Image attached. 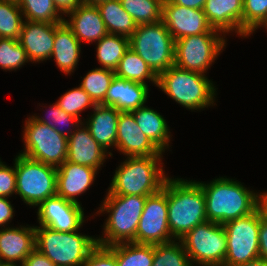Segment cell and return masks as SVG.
Segmentation results:
<instances>
[{"mask_svg": "<svg viewBox=\"0 0 267 266\" xmlns=\"http://www.w3.org/2000/svg\"><path fill=\"white\" fill-rule=\"evenodd\" d=\"M168 226L175 240L208 221L205 196L196 181L167 178Z\"/></svg>", "mask_w": 267, "mask_h": 266, "instance_id": "6da1fadb", "label": "cell"}, {"mask_svg": "<svg viewBox=\"0 0 267 266\" xmlns=\"http://www.w3.org/2000/svg\"><path fill=\"white\" fill-rule=\"evenodd\" d=\"M198 183L204 192L208 221L224 225L257 209V194L241 182L220 177L208 184Z\"/></svg>", "mask_w": 267, "mask_h": 266, "instance_id": "7a4b0ae2", "label": "cell"}, {"mask_svg": "<svg viewBox=\"0 0 267 266\" xmlns=\"http://www.w3.org/2000/svg\"><path fill=\"white\" fill-rule=\"evenodd\" d=\"M161 158L162 155L127 157L115 171L107 193L150 196L159 192L168 178Z\"/></svg>", "mask_w": 267, "mask_h": 266, "instance_id": "3957f363", "label": "cell"}, {"mask_svg": "<svg viewBox=\"0 0 267 266\" xmlns=\"http://www.w3.org/2000/svg\"><path fill=\"white\" fill-rule=\"evenodd\" d=\"M98 213L109 214L104 225V238L97 244L110 246L124 242L136 243V232L147 196L114 195L108 193Z\"/></svg>", "mask_w": 267, "mask_h": 266, "instance_id": "277c9868", "label": "cell"}, {"mask_svg": "<svg viewBox=\"0 0 267 266\" xmlns=\"http://www.w3.org/2000/svg\"><path fill=\"white\" fill-rule=\"evenodd\" d=\"M157 87L190 110L213 106L216 88L205 74L183 70L175 65L158 75Z\"/></svg>", "mask_w": 267, "mask_h": 266, "instance_id": "5b68a950", "label": "cell"}, {"mask_svg": "<svg viewBox=\"0 0 267 266\" xmlns=\"http://www.w3.org/2000/svg\"><path fill=\"white\" fill-rule=\"evenodd\" d=\"M77 232L65 233L35 226V248L56 266H82L97 245V238Z\"/></svg>", "mask_w": 267, "mask_h": 266, "instance_id": "8992f818", "label": "cell"}, {"mask_svg": "<svg viewBox=\"0 0 267 266\" xmlns=\"http://www.w3.org/2000/svg\"><path fill=\"white\" fill-rule=\"evenodd\" d=\"M129 47L157 76L174 66L175 40L162 21L137 25Z\"/></svg>", "mask_w": 267, "mask_h": 266, "instance_id": "52a82bcc", "label": "cell"}, {"mask_svg": "<svg viewBox=\"0 0 267 266\" xmlns=\"http://www.w3.org/2000/svg\"><path fill=\"white\" fill-rule=\"evenodd\" d=\"M16 194L30 206L57 194V167L19 154L15 158Z\"/></svg>", "mask_w": 267, "mask_h": 266, "instance_id": "ba28073f", "label": "cell"}, {"mask_svg": "<svg viewBox=\"0 0 267 266\" xmlns=\"http://www.w3.org/2000/svg\"><path fill=\"white\" fill-rule=\"evenodd\" d=\"M190 260L198 266H224L227 238L224 226L205 221L179 239Z\"/></svg>", "mask_w": 267, "mask_h": 266, "instance_id": "9c48e42d", "label": "cell"}, {"mask_svg": "<svg viewBox=\"0 0 267 266\" xmlns=\"http://www.w3.org/2000/svg\"><path fill=\"white\" fill-rule=\"evenodd\" d=\"M23 132L25 150L19 154L55 167L67 160L68 138L57 133L53 127L29 117Z\"/></svg>", "mask_w": 267, "mask_h": 266, "instance_id": "30bf717a", "label": "cell"}, {"mask_svg": "<svg viewBox=\"0 0 267 266\" xmlns=\"http://www.w3.org/2000/svg\"><path fill=\"white\" fill-rule=\"evenodd\" d=\"M223 226L227 238L224 266H238L260 258V212L258 209L247 216L229 221Z\"/></svg>", "mask_w": 267, "mask_h": 266, "instance_id": "8fae6325", "label": "cell"}, {"mask_svg": "<svg viewBox=\"0 0 267 266\" xmlns=\"http://www.w3.org/2000/svg\"><path fill=\"white\" fill-rule=\"evenodd\" d=\"M220 33L190 35L175 40L174 65L183 70L206 73L226 44Z\"/></svg>", "mask_w": 267, "mask_h": 266, "instance_id": "7c38bea8", "label": "cell"}, {"mask_svg": "<svg viewBox=\"0 0 267 266\" xmlns=\"http://www.w3.org/2000/svg\"><path fill=\"white\" fill-rule=\"evenodd\" d=\"M173 241L168 226L167 179L162 189L147 196L136 232V243L157 245Z\"/></svg>", "mask_w": 267, "mask_h": 266, "instance_id": "4fadbf2b", "label": "cell"}, {"mask_svg": "<svg viewBox=\"0 0 267 266\" xmlns=\"http://www.w3.org/2000/svg\"><path fill=\"white\" fill-rule=\"evenodd\" d=\"M161 21L174 40L203 33H218L209 24L203 9H193L170 2L162 3Z\"/></svg>", "mask_w": 267, "mask_h": 266, "instance_id": "5bb4252c", "label": "cell"}, {"mask_svg": "<svg viewBox=\"0 0 267 266\" xmlns=\"http://www.w3.org/2000/svg\"><path fill=\"white\" fill-rule=\"evenodd\" d=\"M38 206L40 226L66 233L78 230L85 221L81 204L65 200L57 194Z\"/></svg>", "mask_w": 267, "mask_h": 266, "instance_id": "9a60e30c", "label": "cell"}, {"mask_svg": "<svg viewBox=\"0 0 267 266\" xmlns=\"http://www.w3.org/2000/svg\"><path fill=\"white\" fill-rule=\"evenodd\" d=\"M60 23L25 20L18 38L29 62L50 58L54 46L55 29Z\"/></svg>", "mask_w": 267, "mask_h": 266, "instance_id": "2e32d148", "label": "cell"}, {"mask_svg": "<svg viewBox=\"0 0 267 266\" xmlns=\"http://www.w3.org/2000/svg\"><path fill=\"white\" fill-rule=\"evenodd\" d=\"M116 137V149L127 157L162 155L141 131L131 112H120Z\"/></svg>", "mask_w": 267, "mask_h": 266, "instance_id": "e0dca14e", "label": "cell"}, {"mask_svg": "<svg viewBox=\"0 0 267 266\" xmlns=\"http://www.w3.org/2000/svg\"><path fill=\"white\" fill-rule=\"evenodd\" d=\"M83 125V127H82ZM107 153L91 136L89 129L81 123L68 138L67 162L88 166L99 170L103 165Z\"/></svg>", "mask_w": 267, "mask_h": 266, "instance_id": "ac0fdd59", "label": "cell"}, {"mask_svg": "<svg viewBox=\"0 0 267 266\" xmlns=\"http://www.w3.org/2000/svg\"><path fill=\"white\" fill-rule=\"evenodd\" d=\"M97 169L65 161L57 167V195L80 204L77 195L85 193L92 185Z\"/></svg>", "mask_w": 267, "mask_h": 266, "instance_id": "d6986e66", "label": "cell"}, {"mask_svg": "<svg viewBox=\"0 0 267 266\" xmlns=\"http://www.w3.org/2000/svg\"><path fill=\"white\" fill-rule=\"evenodd\" d=\"M148 85L114 76L102 105L112 106L120 112H132L148 99Z\"/></svg>", "mask_w": 267, "mask_h": 266, "instance_id": "ffe728a7", "label": "cell"}, {"mask_svg": "<svg viewBox=\"0 0 267 266\" xmlns=\"http://www.w3.org/2000/svg\"><path fill=\"white\" fill-rule=\"evenodd\" d=\"M35 247V226H4L0 230V259L3 263H24Z\"/></svg>", "mask_w": 267, "mask_h": 266, "instance_id": "44dd1931", "label": "cell"}, {"mask_svg": "<svg viewBox=\"0 0 267 266\" xmlns=\"http://www.w3.org/2000/svg\"><path fill=\"white\" fill-rule=\"evenodd\" d=\"M203 11L213 29L243 37V0H206Z\"/></svg>", "mask_w": 267, "mask_h": 266, "instance_id": "7402d4cb", "label": "cell"}, {"mask_svg": "<svg viewBox=\"0 0 267 266\" xmlns=\"http://www.w3.org/2000/svg\"><path fill=\"white\" fill-rule=\"evenodd\" d=\"M70 15V16H68ZM69 20L64 22L71 28L79 42H98L108 34L105 23L97 6L81 3L67 14Z\"/></svg>", "mask_w": 267, "mask_h": 266, "instance_id": "603a6c76", "label": "cell"}, {"mask_svg": "<svg viewBox=\"0 0 267 266\" xmlns=\"http://www.w3.org/2000/svg\"><path fill=\"white\" fill-rule=\"evenodd\" d=\"M94 113L84 125L89 129L91 136L107 151L116 147L118 119L120 111L112 106L96 104Z\"/></svg>", "mask_w": 267, "mask_h": 266, "instance_id": "cb8c5ba5", "label": "cell"}, {"mask_svg": "<svg viewBox=\"0 0 267 266\" xmlns=\"http://www.w3.org/2000/svg\"><path fill=\"white\" fill-rule=\"evenodd\" d=\"M81 43L71 28L63 21L55 29L54 46L50 58L54 57L59 69L71 74L78 64Z\"/></svg>", "mask_w": 267, "mask_h": 266, "instance_id": "d4e9b609", "label": "cell"}, {"mask_svg": "<svg viewBox=\"0 0 267 266\" xmlns=\"http://www.w3.org/2000/svg\"><path fill=\"white\" fill-rule=\"evenodd\" d=\"M131 113L134 115L137 125L146 137L161 152H165V149L169 147L171 135L164 117L145 105Z\"/></svg>", "mask_w": 267, "mask_h": 266, "instance_id": "484cf974", "label": "cell"}, {"mask_svg": "<svg viewBox=\"0 0 267 266\" xmlns=\"http://www.w3.org/2000/svg\"><path fill=\"white\" fill-rule=\"evenodd\" d=\"M108 34L130 38L137 28L133 18L123 9L120 0H106L96 5Z\"/></svg>", "mask_w": 267, "mask_h": 266, "instance_id": "4316f807", "label": "cell"}, {"mask_svg": "<svg viewBox=\"0 0 267 266\" xmlns=\"http://www.w3.org/2000/svg\"><path fill=\"white\" fill-rule=\"evenodd\" d=\"M117 77L147 85L146 80L152 81L157 86L158 76L148 64L130 47L125 52L115 69Z\"/></svg>", "mask_w": 267, "mask_h": 266, "instance_id": "83f0119b", "label": "cell"}, {"mask_svg": "<svg viewBox=\"0 0 267 266\" xmlns=\"http://www.w3.org/2000/svg\"><path fill=\"white\" fill-rule=\"evenodd\" d=\"M115 254L117 266H152L154 245L124 242L108 246Z\"/></svg>", "mask_w": 267, "mask_h": 266, "instance_id": "f1b7e54d", "label": "cell"}, {"mask_svg": "<svg viewBox=\"0 0 267 266\" xmlns=\"http://www.w3.org/2000/svg\"><path fill=\"white\" fill-rule=\"evenodd\" d=\"M97 60L102 68L114 70L117 68L119 61L129 49V38L107 34L97 42Z\"/></svg>", "mask_w": 267, "mask_h": 266, "instance_id": "f546056e", "label": "cell"}, {"mask_svg": "<svg viewBox=\"0 0 267 266\" xmlns=\"http://www.w3.org/2000/svg\"><path fill=\"white\" fill-rule=\"evenodd\" d=\"M137 25L161 21L163 0H120Z\"/></svg>", "mask_w": 267, "mask_h": 266, "instance_id": "4dcf8cb0", "label": "cell"}, {"mask_svg": "<svg viewBox=\"0 0 267 266\" xmlns=\"http://www.w3.org/2000/svg\"><path fill=\"white\" fill-rule=\"evenodd\" d=\"M20 9L25 20L61 23L65 20L62 17L53 0H21L19 3Z\"/></svg>", "mask_w": 267, "mask_h": 266, "instance_id": "1f68e13d", "label": "cell"}, {"mask_svg": "<svg viewBox=\"0 0 267 266\" xmlns=\"http://www.w3.org/2000/svg\"><path fill=\"white\" fill-rule=\"evenodd\" d=\"M114 76V70L96 68L87 73L80 87L90 96L95 104H101L105 100L106 92Z\"/></svg>", "mask_w": 267, "mask_h": 266, "instance_id": "d6a6232c", "label": "cell"}, {"mask_svg": "<svg viewBox=\"0 0 267 266\" xmlns=\"http://www.w3.org/2000/svg\"><path fill=\"white\" fill-rule=\"evenodd\" d=\"M152 266H195L185 251L181 241L175 240L154 245Z\"/></svg>", "mask_w": 267, "mask_h": 266, "instance_id": "836d02e7", "label": "cell"}, {"mask_svg": "<svg viewBox=\"0 0 267 266\" xmlns=\"http://www.w3.org/2000/svg\"><path fill=\"white\" fill-rule=\"evenodd\" d=\"M23 13L19 4L0 0V38L18 40L22 26Z\"/></svg>", "mask_w": 267, "mask_h": 266, "instance_id": "e575fe53", "label": "cell"}, {"mask_svg": "<svg viewBox=\"0 0 267 266\" xmlns=\"http://www.w3.org/2000/svg\"><path fill=\"white\" fill-rule=\"evenodd\" d=\"M259 27L267 29V0H243V37Z\"/></svg>", "mask_w": 267, "mask_h": 266, "instance_id": "d590c367", "label": "cell"}, {"mask_svg": "<svg viewBox=\"0 0 267 266\" xmlns=\"http://www.w3.org/2000/svg\"><path fill=\"white\" fill-rule=\"evenodd\" d=\"M28 61L26 52L18 40L0 38V68L9 71L16 70Z\"/></svg>", "mask_w": 267, "mask_h": 266, "instance_id": "8d00e7d4", "label": "cell"}, {"mask_svg": "<svg viewBox=\"0 0 267 266\" xmlns=\"http://www.w3.org/2000/svg\"><path fill=\"white\" fill-rule=\"evenodd\" d=\"M67 114L80 119V112L89 107L94 108L95 103L90 96L79 86L69 90L56 102Z\"/></svg>", "mask_w": 267, "mask_h": 266, "instance_id": "74e56055", "label": "cell"}, {"mask_svg": "<svg viewBox=\"0 0 267 266\" xmlns=\"http://www.w3.org/2000/svg\"><path fill=\"white\" fill-rule=\"evenodd\" d=\"M36 121H39L43 124L48 125L49 127H53L55 129V131L59 134H61L62 136H65L66 138H69L70 135L75 131V129L71 130V126L73 128V125L78 128L79 125H81V123H83L81 121V119L67 114L64 110H62L57 103H55L54 105L52 104V107L50 106V113H49V118L50 119H43L42 116H32ZM69 122L71 123V126L69 127V131H64L63 128H60L59 125H63L65 126H69Z\"/></svg>", "mask_w": 267, "mask_h": 266, "instance_id": "f35d334b", "label": "cell"}, {"mask_svg": "<svg viewBox=\"0 0 267 266\" xmlns=\"http://www.w3.org/2000/svg\"><path fill=\"white\" fill-rule=\"evenodd\" d=\"M82 266H117L116 256L108 246L97 244Z\"/></svg>", "mask_w": 267, "mask_h": 266, "instance_id": "ab89813d", "label": "cell"}, {"mask_svg": "<svg viewBox=\"0 0 267 266\" xmlns=\"http://www.w3.org/2000/svg\"><path fill=\"white\" fill-rule=\"evenodd\" d=\"M13 193L16 194V171L14 168L8 167L0 160V197H9Z\"/></svg>", "mask_w": 267, "mask_h": 266, "instance_id": "60d3db41", "label": "cell"}, {"mask_svg": "<svg viewBox=\"0 0 267 266\" xmlns=\"http://www.w3.org/2000/svg\"><path fill=\"white\" fill-rule=\"evenodd\" d=\"M24 266H56L38 249H34L30 255L25 259Z\"/></svg>", "mask_w": 267, "mask_h": 266, "instance_id": "b9f144b4", "label": "cell"}, {"mask_svg": "<svg viewBox=\"0 0 267 266\" xmlns=\"http://www.w3.org/2000/svg\"><path fill=\"white\" fill-rule=\"evenodd\" d=\"M7 197H0V226L1 229L4 225L8 224L13 218L14 208Z\"/></svg>", "mask_w": 267, "mask_h": 266, "instance_id": "7bdbcfd3", "label": "cell"}, {"mask_svg": "<svg viewBox=\"0 0 267 266\" xmlns=\"http://www.w3.org/2000/svg\"><path fill=\"white\" fill-rule=\"evenodd\" d=\"M259 253L260 258L267 260V221L261 218L259 229Z\"/></svg>", "mask_w": 267, "mask_h": 266, "instance_id": "ee69618b", "label": "cell"}, {"mask_svg": "<svg viewBox=\"0 0 267 266\" xmlns=\"http://www.w3.org/2000/svg\"><path fill=\"white\" fill-rule=\"evenodd\" d=\"M53 2L58 11L63 15H67L82 3L81 0H53Z\"/></svg>", "mask_w": 267, "mask_h": 266, "instance_id": "f6af8a7d", "label": "cell"}, {"mask_svg": "<svg viewBox=\"0 0 267 266\" xmlns=\"http://www.w3.org/2000/svg\"><path fill=\"white\" fill-rule=\"evenodd\" d=\"M163 2H170L193 9H203L206 0H163Z\"/></svg>", "mask_w": 267, "mask_h": 266, "instance_id": "bcb514c9", "label": "cell"}, {"mask_svg": "<svg viewBox=\"0 0 267 266\" xmlns=\"http://www.w3.org/2000/svg\"><path fill=\"white\" fill-rule=\"evenodd\" d=\"M257 209L260 212L261 218L267 221V192L257 193Z\"/></svg>", "mask_w": 267, "mask_h": 266, "instance_id": "7dc6e473", "label": "cell"}, {"mask_svg": "<svg viewBox=\"0 0 267 266\" xmlns=\"http://www.w3.org/2000/svg\"><path fill=\"white\" fill-rule=\"evenodd\" d=\"M238 266H267V260L262 259V258H258V259H255L253 261H249L247 263L240 264Z\"/></svg>", "mask_w": 267, "mask_h": 266, "instance_id": "c3c4849f", "label": "cell"}, {"mask_svg": "<svg viewBox=\"0 0 267 266\" xmlns=\"http://www.w3.org/2000/svg\"><path fill=\"white\" fill-rule=\"evenodd\" d=\"M83 4H87V5H98L101 2H104L106 0H81Z\"/></svg>", "mask_w": 267, "mask_h": 266, "instance_id": "681fc988", "label": "cell"}, {"mask_svg": "<svg viewBox=\"0 0 267 266\" xmlns=\"http://www.w3.org/2000/svg\"><path fill=\"white\" fill-rule=\"evenodd\" d=\"M18 264L16 263H3L2 266H17ZM18 266H24V263H21Z\"/></svg>", "mask_w": 267, "mask_h": 266, "instance_id": "f907efd6", "label": "cell"}, {"mask_svg": "<svg viewBox=\"0 0 267 266\" xmlns=\"http://www.w3.org/2000/svg\"><path fill=\"white\" fill-rule=\"evenodd\" d=\"M7 1L14 2V3H17V4H19L21 2V0H7Z\"/></svg>", "mask_w": 267, "mask_h": 266, "instance_id": "816d5d0a", "label": "cell"}, {"mask_svg": "<svg viewBox=\"0 0 267 266\" xmlns=\"http://www.w3.org/2000/svg\"><path fill=\"white\" fill-rule=\"evenodd\" d=\"M2 264H3V261L0 259V266H2Z\"/></svg>", "mask_w": 267, "mask_h": 266, "instance_id": "f5cc1de1", "label": "cell"}]
</instances>
